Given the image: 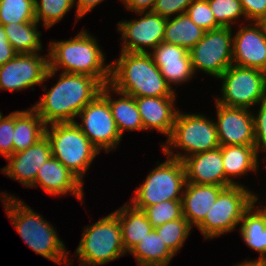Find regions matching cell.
<instances>
[{
    "instance_id": "obj_16",
    "label": "cell",
    "mask_w": 266,
    "mask_h": 266,
    "mask_svg": "<svg viewBox=\"0 0 266 266\" xmlns=\"http://www.w3.org/2000/svg\"><path fill=\"white\" fill-rule=\"evenodd\" d=\"M252 24L233 36V65L266 72V35L258 22Z\"/></svg>"
},
{
    "instance_id": "obj_2",
    "label": "cell",
    "mask_w": 266,
    "mask_h": 266,
    "mask_svg": "<svg viewBox=\"0 0 266 266\" xmlns=\"http://www.w3.org/2000/svg\"><path fill=\"white\" fill-rule=\"evenodd\" d=\"M111 64L110 85L133 97H176L149 52L121 51Z\"/></svg>"
},
{
    "instance_id": "obj_6",
    "label": "cell",
    "mask_w": 266,
    "mask_h": 266,
    "mask_svg": "<svg viewBox=\"0 0 266 266\" xmlns=\"http://www.w3.org/2000/svg\"><path fill=\"white\" fill-rule=\"evenodd\" d=\"M125 254L127 252L122 243L120 221L113 212L87 225L76 249L79 266L103 265Z\"/></svg>"
},
{
    "instance_id": "obj_27",
    "label": "cell",
    "mask_w": 266,
    "mask_h": 266,
    "mask_svg": "<svg viewBox=\"0 0 266 266\" xmlns=\"http://www.w3.org/2000/svg\"><path fill=\"white\" fill-rule=\"evenodd\" d=\"M225 178L232 185H239L231 178L244 175L248 171L257 172L258 157L254 145L220 146Z\"/></svg>"
},
{
    "instance_id": "obj_35",
    "label": "cell",
    "mask_w": 266,
    "mask_h": 266,
    "mask_svg": "<svg viewBox=\"0 0 266 266\" xmlns=\"http://www.w3.org/2000/svg\"><path fill=\"white\" fill-rule=\"evenodd\" d=\"M216 22L221 27H232L237 18L244 16L239 0H207Z\"/></svg>"
},
{
    "instance_id": "obj_18",
    "label": "cell",
    "mask_w": 266,
    "mask_h": 266,
    "mask_svg": "<svg viewBox=\"0 0 266 266\" xmlns=\"http://www.w3.org/2000/svg\"><path fill=\"white\" fill-rule=\"evenodd\" d=\"M149 54L171 87L173 83L176 85L191 80L195 74L189 50L184 47L161 42Z\"/></svg>"
},
{
    "instance_id": "obj_4",
    "label": "cell",
    "mask_w": 266,
    "mask_h": 266,
    "mask_svg": "<svg viewBox=\"0 0 266 266\" xmlns=\"http://www.w3.org/2000/svg\"><path fill=\"white\" fill-rule=\"evenodd\" d=\"M3 196L4 208L11 223L24 242L39 255L54 261L56 264L68 262L67 249L56 234V230L41 215L18 201L13 195ZM5 194V195H4ZM5 197V198H4ZM65 260V261H64Z\"/></svg>"
},
{
    "instance_id": "obj_14",
    "label": "cell",
    "mask_w": 266,
    "mask_h": 266,
    "mask_svg": "<svg viewBox=\"0 0 266 266\" xmlns=\"http://www.w3.org/2000/svg\"><path fill=\"white\" fill-rule=\"evenodd\" d=\"M144 16L131 21L118 22L117 30L122 32V51L148 52L145 48L154 49L163 42L167 18L152 11L137 12Z\"/></svg>"
},
{
    "instance_id": "obj_34",
    "label": "cell",
    "mask_w": 266,
    "mask_h": 266,
    "mask_svg": "<svg viewBox=\"0 0 266 266\" xmlns=\"http://www.w3.org/2000/svg\"><path fill=\"white\" fill-rule=\"evenodd\" d=\"M153 228L183 217L181 200L160 202L142 210Z\"/></svg>"
},
{
    "instance_id": "obj_12",
    "label": "cell",
    "mask_w": 266,
    "mask_h": 266,
    "mask_svg": "<svg viewBox=\"0 0 266 266\" xmlns=\"http://www.w3.org/2000/svg\"><path fill=\"white\" fill-rule=\"evenodd\" d=\"M56 72L49 69V56L38 53L17 54L0 66V90L19 91L43 84Z\"/></svg>"
},
{
    "instance_id": "obj_41",
    "label": "cell",
    "mask_w": 266,
    "mask_h": 266,
    "mask_svg": "<svg viewBox=\"0 0 266 266\" xmlns=\"http://www.w3.org/2000/svg\"><path fill=\"white\" fill-rule=\"evenodd\" d=\"M17 54L8 42L3 25H0V66L14 58Z\"/></svg>"
},
{
    "instance_id": "obj_20",
    "label": "cell",
    "mask_w": 266,
    "mask_h": 266,
    "mask_svg": "<svg viewBox=\"0 0 266 266\" xmlns=\"http://www.w3.org/2000/svg\"><path fill=\"white\" fill-rule=\"evenodd\" d=\"M38 184L50 195H66L71 192L80 201L83 199V182L53 156L39 168L35 187Z\"/></svg>"
},
{
    "instance_id": "obj_23",
    "label": "cell",
    "mask_w": 266,
    "mask_h": 266,
    "mask_svg": "<svg viewBox=\"0 0 266 266\" xmlns=\"http://www.w3.org/2000/svg\"><path fill=\"white\" fill-rule=\"evenodd\" d=\"M112 91L121 97L117 100H113L110 96V92ZM100 94L110 105L114 121L116 122L121 137L125 130H144L135 97L117 91L110 84L103 85Z\"/></svg>"
},
{
    "instance_id": "obj_31",
    "label": "cell",
    "mask_w": 266,
    "mask_h": 266,
    "mask_svg": "<svg viewBox=\"0 0 266 266\" xmlns=\"http://www.w3.org/2000/svg\"><path fill=\"white\" fill-rule=\"evenodd\" d=\"M34 1L0 0V25L36 21Z\"/></svg>"
},
{
    "instance_id": "obj_33",
    "label": "cell",
    "mask_w": 266,
    "mask_h": 266,
    "mask_svg": "<svg viewBox=\"0 0 266 266\" xmlns=\"http://www.w3.org/2000/svg\"><path fill=\"white\" fill-rule=\"evenodd\" d=\"M35 18L38 23L43 21V26L48 29L60 21L74 6V0H35Z\"/></svg>"
},
{
    "instance_id": "obj_44",
    "label": "cell",
    "mask_w": 266,
    "mask_h": 266,
    "mask_svg": "<svg viewBox=\"0 0 266 266\" xmlns=\"http://www.w3.org/2000/svg\"><path fill=\"white\" fill-rule=\"evenodd\" d=\"M258 23L261 25L263 32L266 35V16H264Z\"/></svg>"
},
{
    "instance_id": "obj_40",
    "label": "cell",
    "mask_w": 266,
    "mask_h": 266,
    "mask_svg": "<svg viewBox=\"0 0 266 266\" xmlns=\"http://www.w3.org/2000/svg\"><path fill=\"white\" fill-rule=\"evenodd\" d=\"M241 2L245 18L252 22H259L266 16V0H239Z\"/></svg>"
},
{
    "instance_id": "obj_29",
    "label": "cell",
    "mask_w": 266,
    "mask_h": 266,
    "mask_svg": "<svg viewBox=\"0 0 266 266\" xmlns=\"http://www.w3.org/2000/svg\"><path fill=\"white\" fill-rule=\"evenodd\" d=\"M205 32L190 19L187 13H183L175 16L172 20L167 18L163 42L190 50L202 39Z\"/></svg>"
},
{
    "instance_id": "obj_46",
    "label": "cell",
    "mask_w": 266,
    "mask_h": 266,
    "mask_svg": "<svg viewBox=\"0 0 266 266\" xmlns=\"http://www.w3.org/2000/svg\"><path fill=\"white\" fill-rule=\"evenodd\" d=\"M262 214H264V215H266V206H265V208L263 207V208H259V206H258V208H257Z\"/></svg>"
},
{
    "instance_id": "obj_45",
    "label": "cell",
    "mask_w": 266,
    "mask_h": 266,
    "mask_svg": "<svg viewBox=\"0 0 266 266\" xmlns=\"http://www.w3.org/2000/svg\"><path fill=\"white\" fill-rule=\"evenodd\" d=\"M256 264L253 263V262H250V260L248 261H245V262H242L240 263L239 265L237 264L236 266H255Z\"/></svg>"
},
{
    "instance_id": "obj_3",
    "label": "cell",
    "mask_w": 266,
    "mask_h": 266,
    "mask_svg": "<svg viewBox=\"0 0 266 266\" xmlns=\"http://www.w3.org/2000/svg\"><path fill=\"white\" fill-rule=\"evenodd\" d=\"M49 69L57 72L83 74L98 79L103 85L111 79V64L104 65L105 57L96 39L86 30L73 39L50 42ZM104 65V66H103Z\"/></svg>"
},
{
    "instance_id": "obj_5",
    "label": "cell",
    "mask_w": 266,
    "mask_h": 266,
    "mask_svg": "<svg viewBox=\"0 0 266 266\" xmlns=\"http://www.w3.org/2000/svg\"><path fill=\"white\" fill-rule=\"evenodd\" d=\"M45 128L52 156L59 160L81 182L87 169L100 152L75 122L51 124Z\"/></svg>"
},
{
    "instance_id": "obj_21",
    "label": "cell",
    "mask_w": 266,
    "mask_h": 266,
    "mask_svg": "<svg viewBox=\"0 0 266 266\" xmlns=\"http://www.w3.org/2000/svg\"><path fill=\"white\" fill-rule=\"evenodd\" d=\"M176 97H135L144 130L155 129L168 138L171 135L178 111Z\"/></svg>"
},
{
    "instance_id": "obj_38",
    "label": "cell",
    "mask_w": 266,
    "mask_h": 266,
    "mask_svg": "<svg viewBox=\"0 0 266 266\" xmlns=\"http://www.w3.org/2000/svg\"><path fill=\"white\" fill-rule=\"evenodd\" d=\"M260 108L258 114L255 117L253 115L254 124V149L258 157V152H261V148L266 152V100L259 103Z\"/></svg>"
},
{
    "instance_id": "obj_24",
    "label": "cell",
    "mask_w": 266,
    "mask_h": 266,
    "mask_svg": "<svg viewBox=\"0 0 266 266\" xmlns=\"http://www.w3.org/2000/svg\"><path fill=\"white\" fill-rule=\"evenodd\" d=\"M257 201L258 197L253 194V205L243 214L240 222V234L244 242L260 254L257 260L250 262L266 264V215L255 206Z\"/></svg>"
},
{
    "instance_id": "obj_10",
    "label": "cell",
    "mask_w": 266,
    "mask_h": 266,
    "mask_svg": "<svg viewBox=\"0 0 266 266\" xmlns=\"http://www.w3.org/2000/svg\"><path fill=\"white\" fill-rule=\"evenodd\" d=\"M223 81L222 98L217 103L249 109L266 100V72L231 65L219 77Z\"/></svg>"
},
{
    "instance_id": "obj_22",
    "label": "cell",
    "mask_w": 266,
    "mask_h": 266,
    "mask_svg": "<svg viewBox=\"0 0 266 266\" xmlns=\"http://www.w3.org/2000/svg\"><path fill=\"white\" fill-rule=\"evenodd\" d=\"M225 186L195 184L186 182L181 197L183 217L190 226H199L205 219L208 210L215 203Z\"/></svg>"
},
{
    "instance_id": "obj_39",
    "label": "cell",
    "mask_w": 266,
    "mask_h": 266,
    "mask_svg": "<svg viewBox=\"0 0 266 266\" xmlns=\"http://www.w3.org/2000/svg\"><path fill=\"white\" fill-rule=\"evenodd\" d=\"M194 0H156L153 13L161 17L170 18L173 14L179 15L186 13L188 6Z\"/></svg>"
},
{
    "instance_id": "obj_7",
    "label": "cell",
    "mask_w": 266,
    "mask_h": 266,
    "mask_svg": "<svg viewBox=\"0 0 266 266\" xmlns=\"http://www.w3.org/2000/svg\"><path fill=\"white\" fill-rule=\"evenodd\" d=\"M167 145H162L167 157L183 161L186 157L220 147L216 124L201 114H183L178 110ZM178 147L187 154L173 153L171 147Z\"/></svg>"
},
{
    "instance_id": "obj_8",
    "label": "cell",
    "mask_w": 266,
    "mask_h": 266,
    "mask_svg": "<svg viewBox=\"0 0 266 266\" xmlns=\"http://www.w3.org/2000/svg\"><path fill=\"white\" fill-rule=\"evenodd\" d=\"M185 184L186 172L183 161L169 157L165 162L158 164L146 177L145 182L136 188L130 204L136 209L143 210L160 202L181 200Z\"/></svg>"
},
{
    "instance_id": "obj_13",
    "label": "cell",
    "mask_w": 266,
    "mask_h": 266,
    "mask_svg": "<svg viewBox=\"0 0 266 266\" xmlns=\"http://www.w3.org/2000/svg\"><path fill=\"white\" fill-rule=\"evenodd\" d=\"M78 115L82 122L79 124L75 121L76 125L99 151L103 149L109 153L111 148H117L122 137L110 105L101 94L88 103Z\"/></svg>"
},
{
    "instance_id": "obj_28",
    "label": "cell",
    "mask_w": 266,
    "mask_h": 266,
    "mask_svg": "<svg viewBox=\"0 0 266 266\" xmlns=\"http://www.w3.org/2000/svg\"><path fill=\"white\" fill-rule=\"evenodd\" d=\"M129 253L135 257L137 266H167L174 256L155 228Z\"/></svg>"
},
{
    "instance_id": "obj_17",
    "label": "cell",
    "mask_w": 266,
    "mask_h": 266,
    "mask_svg": "<svg viewBox=\"0 0 266 266\" xmlns=\"http://www.w3.org/2000/svg\"><path fill=\"white\" fill-rule=\"evenodd\" d=\"M51 157L50 142L44 136L28 149L9 156L7 158L9 164L1 171L11 179L18 180L25 187H35L39 168Z\"/></svg>"
},
{
    "instance_id": "obj_9",
    "label": "cell",
    "mask_w": 266,
    "mask_h": 266,
    "mask_svg": "<svg viewBox=\"0 0 266 266\" xmlns=\"http://www.w3.org/2000/svg\"><path fill=\"white\" fill-rule=\"evenodd\" d=\"M253 205V193L243 185L225 187L208 210L198 229L205 239L231 232L241 222L243 214Z\"/></svg>"
},
{
    "instance_id": "obj_36",
    "label": "cell",
    "mask_w": 266,
    "mask_h": 266,
    "mask_svg": "<svg viewBox=\"0 0 266 266\" xmlns=\"http://www.w3.org/2000/svg\"><path fill=\"white\" fill-rule=\"evenodd\" d=\"M187 15L205 31L221 28L216 22L207 0H194L187 8Z\"/></svg>"
},
{
    "instance_id": "obj_32",
    "label": "cell",
    "mask_w": 266,
    "mask_h": 266,
    "mask_svg": "<svg viewBox=\"0 0 266 266\" xmlns=\"http://www.w3.org/2000/svg\"><path fill=\"white\" fill-rule=\"evenodd\" d=\"M191 226L184 218L175 219L155 228L168 249L175 255L190 234Z\"/></svg>"
},
{
    "instance_id": "obj_37",
    "label": "cell",
    "mask_w": 266,
    "mask_h": 266,
    "mask_svg": "<svg viewBox=\"0 0 266 266\" xmlns=\"http://www.w3.org/2000/svg\"><path fill=\"white\" fill-rule=\"evenodd\" d=\"M15 111L0 119V154L7 159L13 154Z\"/></svg>"
},
{
    "instance_id": "obj_43",
    "label": "cell",
    "mask_w": 266,
    "mask_h": 266,
    "mask_svg": "<svg viewBox=\"0 0 266 266\" xmlns=\"http://www.w3.org/2000/svg\"><path fill=\"white\" fill-rule=\"evenodd\" d=\"M77 1L76 7V17L79 20L85 14L90 12L97 4L101 3L103 0H74Z\"/></svg>"
},
{
    "instance_id": "obj_1",
    "label": "cell",
    "mask_w": 266,
    "mask_h": 266,
    "mask_svg": "<svg viewBox=\"0 0 266 266\" xmlns=\"http://www.w3.org/2000/svg\"><path fill=\"white\" fill-rule=\"evenodd\" d=\"M103 84L83 74L64 73L32 108L49 123H72L81 110L101 92Z\"/></svg>"
},
{
    "instance_id": "obj_11",
    "label": "cell",
    "mask_w": 266,
    "mask_h": 266,
    "mask_svg": "<svg viewBox=\"0 0 266 266\" xmlns=\"http://www.w3.org/2000/svg\"><path fill=\"white\" fill-rule=\"evenodd\" d=\"M194 73L197 69L216 78L233 64L231 27H221L205 35L189 50Z\"/></svg>"
},
{
    "instance_id": "obj_25",
    "label": "cell",
    "mask_w": 266,
    "mask_h": 266,
    "mask_svg": "<svg viewBox=\"0 0 266 266\" xmlns=\"http://www.w3.org/2000/svg\"><path fill=\"white\" fill-rule=\"evenodd\" d=\"M113 213L120 221L122 243L126 252H130L141 239L154 229L146 214L142 210L134 208L130 202Z\"/></svg>"
},
{
    "instance_id": "obj_26",
    "label": "cell",
    "mask_w": 266,
    "mask_h": 266,
    "mask_svg": "<svg viewBox=\"0 0 266 266\" xmlns=\"http://www.w3.org/2000/svg\"><path fill=\"white\" fill-rule=\"evenodd\" d=\"M45 128L43 119L32 107L24 111H15L13 154L36 144L45 136Z\"/></svg>"
},
{
    "instance_id": "obj_19",
    "label": "cell",
    "mask_w": 266,
    "mask_h": 266,
    "mask_svg": "<svg viewBox=\"0 0 266 266\" xmlns=\"http://www.w3.org/2000/svg\"><path fill=\"white\" fill-rule=\"evenodd\" d=\"M186 182L229 187L232 184L225 178L220 147L199 152L183 160Z\"/></svg>"
},
{
    "instance_id": "obj_42",
    "label": "cell",
    "mask_w": 266,
    "mask_h": 266,
    "mask_svg": "<svg viewBox=\"0 0 266 266\" xmlns=\"http://www.w3.org/2000/svg\"><path fill=\"white\" fill-rule=\"evenodd\" d=\"M125 7L131 11L136 12H146L152 11L156 0H122ZM149 9V10H148Z\"/></svg>"
},
{
    "instance_id": "obj_30",
    "label": "cell",
    "mask_w": 266,
    "mask_h": 266,
    "mask_svg": "<svg viewBox=\"0 0 266 266\" xmlns=\"http://www.w3.org/2000/svg\"><path fill=\"white\" fill-rule=\"evenodd\" d=\"M37 24V21H32L3 25L8 42L18 54L39 53L42 50Z\"/></svg>"
},
{
    "instance_id": "obj_47",
    "label": "cell",
    "mask_w": 266,
    "mask_h": 266,
    "mask_svg": "<svg viewBox=\"0 0 266 266\" xmlns=\"http://www.w3.org/2000/svg\"><path fill=\"white\" fill-rule=\"evenodd\" d=\"M255 266H266V264H256Z\"/></svg>"
},
{
    "instance_id": "obj_15",
    "label": "cell",
    "mask_w": 266,
    "mask_h": 266,
    "mask_svg": "<svg viewBox=\"0 0 266 266\" xmlns=\"http://www.w3.org/2000/svg\"><path fill=\"white\" fill-rule=\"evenodd\" d=\"M217 134L220 146L254 145L253 115L247 108L229 107L216 102Z\"/></svg>"
}]
</instances>
